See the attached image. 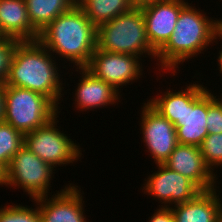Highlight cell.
I'll list each match as a JSON object with an SVG mask.
<instances>
[{
	"mask_svg": "<svg viewBox=\"0 0 222 222\" xmlns=\"http://www.w3.org/2000/svg\"><path fill=\"white\" fill-rule=\"evenodd\" d=\"M53 56L38 40L20 41L14 50L5 85L42 94L58 107L64 87Z\"/></svg>",
	"mask_w": 222,
	"mask_h": 222,
	"instance_id": "obj_1",
	"label": "cell"
},
{
	"mask_svg": "<svg viewBox=\"0 0 222 222\" xmlns=\"http://www.w3.org/2000/svg\"><path fill=\"white\" fill-rule=\"evenodd\" d=\"M97 27L75 4L56 17L41 32L38 41L51 53L85 68L96 49Z\"/></svg>",
	"mask_w": 222,
	"mask_h": 222,
	"instance_id": "obj_2",
	"label": "cell"
},
{
	"mask_svg": "<svg viewBox=\"0 0 222 222\" xmlns=\"http://www.w3.org/2000/svg\"><path fill=\"white\" fill-rule=\"evenodd\" d=\"M199 10L188 3L181 10L170 39L157 52L160 69L171 71L173 76L180 63L196 57L216 41V20L209 19Z\"/></svg>",
	"mask_w": 222,
	"mask_h": 222,
	"instance_id": "obj_3",
	"label": "cell"
},
{
	"mask_svg": "<svg viewBox=\"0 0 222 222\" xmlns=\"http://www.w3.org/2000/svg\"><path fill=\"white\" fill-rule=\"evenodd\" d=\"M96 48L138 57L145 54L151 59L157 55L149 43L144 15L138 7L98 26Z\"/></svg>",
	"mask_w": 222,
	"mask_h": 222,
	"instance_id": "obj_4",
	"label": "cell"
},
{
	"mask_svg": "<svg viewBox=\"0 0 222 222\" xmlns=\"http://www.w3.org/2000/svg\"><path fill=\"white\" fill-rule=\"evenodd\" d=\"M47 97L29 89L5 85L4 122L23 135L46 125L60 113Z\"/></svg>",
	"mask_w": 222,
	"mask_h": 222,
	"instance_id": "obj_5",
	"label": "cell"
},
{
	"mask_svg": "<svg viewBox=\"0 0 222 222\" xmlns=\"http://www.w3.org/2000/svg\"><path fill=\"white\" fill-rule=\"evenodd\" d=\"M54 170L56 169L23 145L7 167L8 186L21 187L32 200L47 196Z\"/></svg>",
	"mask_w": 222,
	"mask_h": 222,
	"instance_id": "obj_6",
	"label": "cell"
},
{
	"mask_svg": "<svg viewBox=\"0 0 222 222\" xmlns=\"http://www.w3.org/2000/svg\"><path fill=\"white\" fill-rule=\"evenodd\" d=\"M57 117L59 116L24 135V146L53 168L58 165L73 164L82 155L81 148L56 128Z\"/></svg>",
	"mask_w": 222,
	"mask_h": 222,
	"instance_id": "obj_7",
	"label": "cell"
},
{
	"mask_svg": "<svg viewBox=\"0 0 222 222\" xmlns=\"http://www.w3.org/2000/svg\"><path fill=\"white\" fill-rule=\"evenodd\" d=\"M183 89V113L181 121L174 126L178 144L200 147L207 130V87L198 83L186 85Z\"/></svg>",
	"mask_w": 222,
	"mask_h": 222,
	"instance_id": "obj_8",
	"label": "cell"
},
{
	"mask_svg": "<svg viewBox=\"0 0 222 222\" xmlns=\"http://www.w3.org/2000/svg\"><path fill=\"white\" fill-rule=\"evenodd\" d=\"M142 60L136 55L95 49L85 67L94 77L111 84L116 90L139 79L143 74ZM121 86V87H120Z\"/></svg>",
	"mask_w": 222,
	"mask_h": 222,
	"instance_id": "obj_9",
	"label": "cell"
},
{
	"mask_svg": "<svg viewBox=\"0 0 222 222\" xmlns=\"http://www.w3.org/2000/svg\"><path fill=\"white\" fill-rule=\"evenodd\" d=\"M157 171L145 179L142 192L162 202L161 206L182 204L192 200L201 190L187 177L166 167L156 164ZM164 203V205H163Z\"/></svg>",
	"mask_w": 222,
	"mask_h": 222,
	"instance_id": "obj_10",
	"label": "cell"
},
{
	"mask_svg": "<svg viewBox=\"0 0 222 222\" xmlns=\"http://www.w3.org/2000/svg\"><path fill=\"white\" fill-rule=\"evenodd\" d=\"M143 105L140 115L143 142L155 164H163L178 145L176 128L148 102Z\"/></svg>",
	"mask_w": 222,
	"mask_h": 222,
	"instance_id": "obj_11",
	"label": "cell"
},
{
	"mask_svg": "<svg viewBox=\"0 0 222 222\" xmlns=\"http://www.w3.org/2000/svg\"><path fill=\"white\" fill-rule=\"evenodd\" d=\"M78 188L70 183L51 198L47 195L34 199L32 202L39 205L41 222H87L82 193Z\"/></svg>",
	"mask_w": 222,
	"mask_h": 222,
	"instance_id": "obj_12",
	"label": "cell"
},
{
	"mask_svg": "<svg viewBox=\"0 0 222 222\" xmlns=\"http://www.w3.org/2000/svg\"><path fill=\"white\" fill-rule=\"evenodd\" d=\"M185 0H164L141 7L147 37L151 47L158 52L170 39Z\"/></svg>",
	"mask_w": 222,
	"mask_h": 222,
	"instance_id": "obj_13",
	"label": "cell"
},
{
	"mask_svg": "<svg viewBox=\"0 0 222 222\" xmlns=\"http://www.w3.org/2000/svg\"><path fill=\"white\" fill-rule=\"evenodd\" d=\"M163 164L187 177L201 191L219 188L217 174L207 166L198 146L178 144Z\"/></svg>",
	"mask_w": 222,
	"mask_h": 222,
	"instance_id": "obj_14",
	"label": "cell"
},
{
	"mask_svg": "<svg viewBox=\"0 0 222 222\" xmlns=\"http://www.w3.org/2000/svg\"><path fill=\"white\" fill-rule=\"evenodd\" d=\"M81 79L75 89V108L79 111L92 110L93 108L115 105L120 100L121 92L111 84L94 77L85 68H79ZM86 109V110H85Z\"/></svg>",
	"mask_w": 222,
	"mask_h": 222,
	"instance_id": "obj_15",
	"label": "cell"
},
{
	"mask_svg": "<svg viewBox=\"0 0 222 222\" xmlns=\"http://www.w3.org/2000/svg\"><path fill=\"white\" fill-rule=\"evenodd\" d=\"M217 189L201 191L192 200L170 207L176 222H219L222 200ZM175 207V208H174Z\"/></svg>",
	"mask_w": 222,
	"mask_h": 222,
	"instance_id": "obj_16",
	"label": "cell"
},
{
	"mask_svg": "<svg viewBox=\"0 0 222 222\" xmlns=\"http://www.w3.org/2000/svg\"><path fill=\"white\" fill-rule=\"evenodd\" d=\"M0 30L20 41H35L39 36L29 20L25 0H0Z\"/></svg>",
	"mask_w": 222,
	"mask_h": 222,
	"instance_id": "obj_17",
	"label": "cell"
},
{
	"mask_svg": "<svg viewBox=\"0 0 222 222\" xmlns=\"http://www.w3.org/2000/svg\"><path fill=\"white\" fill-rule=\"evenodd\" d=\"M32 26L41 32L56 17L69 10L76 0H25Z\"/></svg>",
	"mask_w": 222,
	"mask_h": 222,
	"instance_id": "obj_18",
	"label": "cell"
},
{
	"mask_svg": "<svg viewBox=\"0 0 222 222\" xmlns=\"http://www.w3.org/2000/svg\"><path fill=\"white\" fill-rule=\"evenodd\" d=\"M76 4L96 27L134 7L132 0H76Z\"/></svg>",
	"mask_w": 222,
	"mask_h": 222,
	"instance_id": "obj_19",
	"label": "cell"
},
{
	"mask_svg": "<svg viewBox=\"0 0 222 222\" xmlns=\"http://www.w3.org/2000/svg\"><path fill=\"white\" fill-rule=\"evenodd\" d=\"M163 94V95H162ZM160 96L152 97L148 103L172 124L181 121L183 113V90L165 91Z\"/></svg>",
	"mask_w": 222,
	"mask_h": 222,
	"instance_id": "obj_20",
	"label": "cell"
},
{
	"mask_svg": "<svg viewBox=\"0 0 222 222\" xmlns=\"http://www.w3.org/2000/svg\"><path fill=\"white\" fill-rule=\"evenodd\" d=\"M24 145V135L6 122L0 123V163L8 167L11 158Z\"/></svg>",
	"mask_w": 222,
	"mask_h": 222,
	"instance_id": "obj_21",
	"label": "cell"
},
{
	"mask_svg": "<svg viewBox=\"0 0 222 222\" xmlns=\"http://www.w3.org/2000/svg\"><path fill=\"white\" fill-rule=\"evenodd\" d=\"M200 149L205 163L212 172L216 167L218 168L220 165L222 167V133L208 134L204 138Z\"/></svg>",
	"mask_w": 222,
	"mask_h": 222,
	"instance_id": "obj_22",
	"label": "cell"
},
{
	"mask_svg": "<svg viewBox=\"0 0 222 222\" xmlns=\"http://www.w3.org/2000/svg\"><path fill=\"white\" fill-rule=\"evenodd\" d=\"M0 222H41L39 207L10 205L0 208Z\"/></svg>",
	"mask_w": 222,
	"mask_h": 222,
	"instance_id": "obj_23",
	"label": "cell"
},
{
	"mask_svg": "<svg viewBox=\"0 0 222 222\" xmlns=\"http://www.w3.org/2000/svg\"><path fill=\"white\" fill-rule=\"evenodd\" d=\"M207 89L206 124L209 134L222 133V101Z\"/></svg>",
	"mask_w": 222,
	"mask_h": 222,
	"instance_id": "obj_24",
	"label": "cell"
},
{
	"mask_svg": "<svg viewBox=\"0 0 222 222\" xmlns=\"http://www.w3.org/2000/svg\"><path fill=\"white\" fill-rule=\"evenodd\" d=\"M20 42L9 36L0 37V84H5L16 45Z\"/></svg>",
	"mask_w": 222,
	"mask_h": 222,
	"instance_id": "obj_25",
	"label": "cell"
},
{
	"mask_svg": "<svg viewBox=\"0 0 222 222\" xmlns=\"http://www.w3.org/2000/svg\"><path fill=\"white\" fill-rule=\"evenodd\" d=\"M154 214L148 219L149 222H176L175 216L170 207H162L155 210Z\"/></svg>",
	"mask_w": 222,
	"mask_h": 222,
	"instance_id": "obj_26",
	"label": "cell"
},
{
	"mask_svg": "<svg viewBox=\"0 0 222 222\" xmlns=\"http://www.w3.org/2000/svg\"><path fill=\"white\" fill-rule=\"evenodd\" d=\"M5 117V84H0V123Z\"/></svg>",
	"mask_w": 222,
	"mask_h": 222,
	"instance_id": "obj_27",
	"label": "cell"
},
{
	"mask_svg": "<svg viewBox=\"0 0 222 222\" xmlns=\"http://www.w3.org/2000/svg\"><path fill=\"white\" fill-rule=\"evenodd\" d=\"M0 185L8 186L7 167L2 163H0Z\"/></svg>",
	"mask_w": 222,
	"mask_h": 222,
	"instance_id": "obj_28",
	"label": "cell"
},
{
	"mask_svg": "<svg viewBox=\"0 0 222 222\" xmlns=\"http://www.w3.org/2000/svg\"><path fill=\"white\" fill-rule=\"evenodd\" d=\"M164 0H132V4L134 7L141 8L143 6H146L148 4L157 3Z\"/></svg>",
	"mask_w": 222,
	"mask_h": 222,
	"instance_id": "obj_29",
	"label": "cell"
},
{
	"mask_svg": "<svg viewBox=\"0 0 222 222\" xmlns=\"http://www.w3.org/2000/svg\"><path fill=\"white\" fill-rule=\"evenodd\" d=\"M215 37H216L215 39H222V19L217 20V18H216V33H215Z\"/></svg>",
	"mask_w": 222,
	"mask_h": 222,
	"instance_id": "obj_30",
	"label": "cell"
},
{
	"mask_svg": "<svg viewBox=\"0 0 222 222\" xmlns=\"http://www.w3.org/2000/svg\"><path fill=\"white\" fill-rule=\"evenodd\" d=\"M219 54H220V55H218V61H219V62H218V63H219L218 65L220 66V67H219V71H220V73L222 74V50L219 51Z\"/></svg>",
	"mask_w": 222,
	"mask_h": 222,
	"instance_id": "obj_31",
	"label": "cell"
},
{
	"mask_svg": "<svg viewBox=\"0 0 222 222\" xmlns=\"http://www.w3.org/2000/svg\"><path fill=\"white\" fill-rule=\"evenodd\" d=\"M4 35L2 34L1 30H0V37H3Z\"/></svg>",
	"mask_w": 222,
	"mask_h": 222,
	"instance_id": "obj_32",
	"label": "cell"
}]
</instances>
